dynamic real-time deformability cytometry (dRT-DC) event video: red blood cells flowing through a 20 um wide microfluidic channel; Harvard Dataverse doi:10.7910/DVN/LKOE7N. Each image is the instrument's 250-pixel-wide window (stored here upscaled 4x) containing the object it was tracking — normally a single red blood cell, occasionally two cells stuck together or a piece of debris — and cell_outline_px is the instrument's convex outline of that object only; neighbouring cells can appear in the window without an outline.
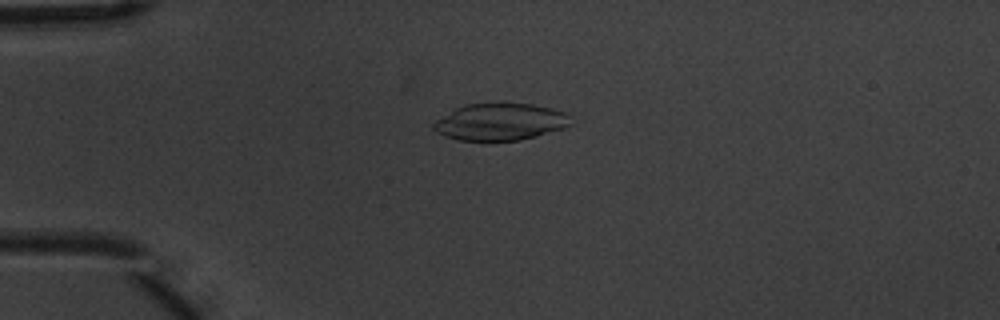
{"species": "common noctule bat (a hibernating species)", "species_latin": "Nyctalus noctula", "temperature_condition": "warm", "stored_images_in_passage": 6, "camera_frame_rate_fps": 3000, "um_per_image_px": 0.085, "animal": {"sex": "male", "body_mass_g": 20.1, "forearm_length_mm": 53.5}, "frame": {"image": 1, "passage_image": 2, "time_ms": 0.333, "image_size_px": [1000, 320], "cell_outline_px": [[572, 124], [564, 128], [536, 136], [520, 140], [460, 140], [444, 136], [436, 132], [432, 128], [432, 124], [436, 120], [456, 108], [464, 104], [496, 100], [532, 104], [564, 112], [572, 116]], "centroid_in_image_um": [42.52, 10.31], "position_along_channel_um": 42.5, "area_um2": 30.29}}
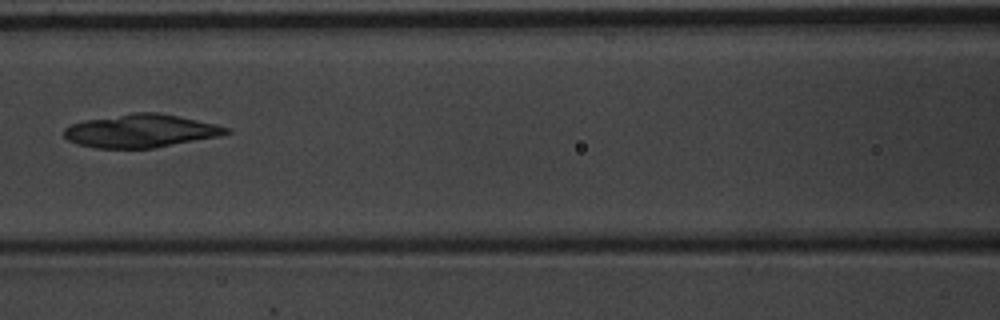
{"frame": {"image": 2, "passage_image": 5, "time_ms": 1.333, "image_size_px": [1000, 320], "cell_outline_px": [[232, 132], [220, 136], [156, 148], [96, 148], [76, 144], [68, 140], [64, 136], [64, 128], [72, 124], [84, 120], [132, 112], [156, 112], [216, 124], [228, 128]], "centroid_in_image_um": [11.95, 11.13], "position_along_channel_um": 154.6, "area_um2": 31.39}}
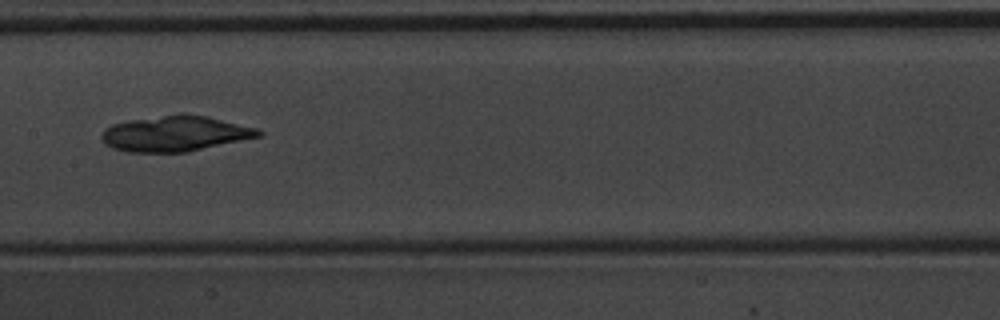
{"frame": {"image": 3, "passage_image": 6, "time_ms": 1.667, "image_size_px": [1000, 320], "cell_outline_px": [[264, 136], [188, 152], [128, 152], [112, 148], [104, 144], [100, 136], [112, 124], [132, 120], [184, 112], [208, 116], [256, 128], [264, 132]], "centroid_in_image_um": [14.95, 11.36], "position_along_channel_um": 192.5, "area_um2": 32.71}}